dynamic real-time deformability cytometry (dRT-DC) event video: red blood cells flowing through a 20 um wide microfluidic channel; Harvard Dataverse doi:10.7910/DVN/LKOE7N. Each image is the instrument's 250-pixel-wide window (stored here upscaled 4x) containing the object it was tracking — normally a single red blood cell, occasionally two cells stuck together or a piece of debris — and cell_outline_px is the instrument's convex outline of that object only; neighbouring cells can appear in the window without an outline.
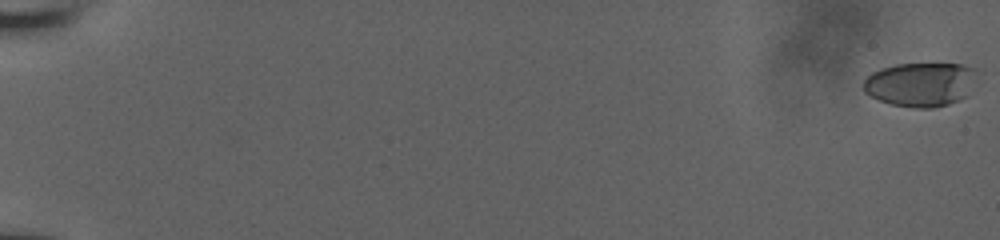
{"species": "human", "species_latin": "Homo sapiens", "temperature_condition": "room temperature", "stored_images_in_passage": 56, "camera_frame_rate_fps": 3000, "um_per_image_px": 0.085, "donor": {"sex": "male"}, "frame": {"image": 1, "passage_image": 1, "time_ms": 0.0, "image_size_px": [1000, 240], "cell_outline_px": [[976, 68], [968, 96], [960, 100], [948, 104], [932, 108], [916, 108], [892, 104], [880, 100], [864, 92], [864, 80], [872, 72], [896, 64], [960, 64]], "centroid_in_image_um": [78.25, 7.18], "position_along_channel_um": 6.7, "area_um2": 28.9}}
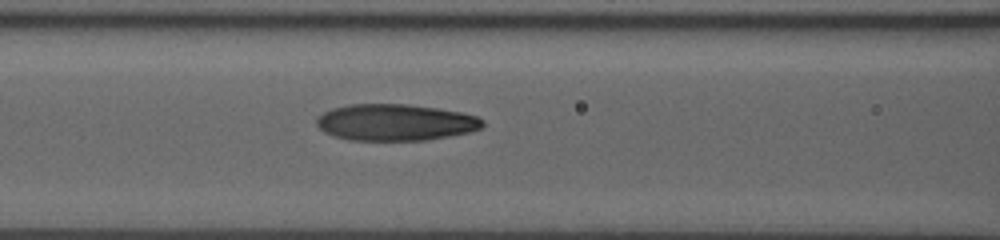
{"frame": {"image": 2, "passage_image": 39, "time_ms": 9.333, "image_size_px": [1000, 240], "cell_outline_px": [[484, 124], [480, 128], [472, 132], [424, 140], [348, 140], [332, 136], [324, 132], [316, 124], [316, 116], [332, 108], [348, 104], [408, 104], [436, 108], [460, 112], [476, 116], [484, 120]], "centroid_in_image_um": [33.57, 10.4], "position_along_channel_um": 133.0, "area_um2": 35.49}}
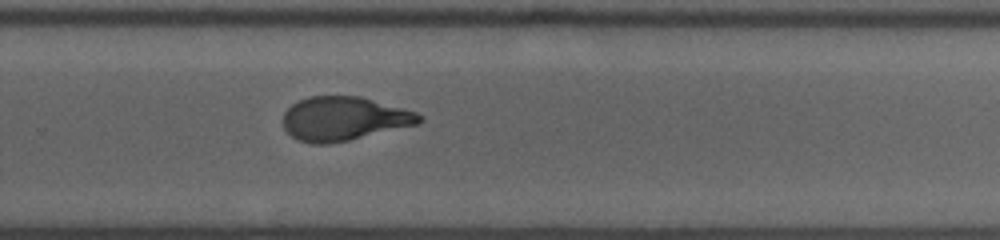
{"frame": {"image": 3, "passage_image": 56, "time_ms": 13.667, "image_size_px": [1000, 240], "cell_outline_px": [[424, 120], [416, 124], [348, 140], [328, 144], [312, 144], [296, 140], [284, 128], [284, 112], [292, 104], [308, 96], [360, 96], [416, 112], [424, 116]], "centroid_in_image_um": [29.21, 10.08], "position_along_channel_um": 300.6, "area_um2": 34.56}}